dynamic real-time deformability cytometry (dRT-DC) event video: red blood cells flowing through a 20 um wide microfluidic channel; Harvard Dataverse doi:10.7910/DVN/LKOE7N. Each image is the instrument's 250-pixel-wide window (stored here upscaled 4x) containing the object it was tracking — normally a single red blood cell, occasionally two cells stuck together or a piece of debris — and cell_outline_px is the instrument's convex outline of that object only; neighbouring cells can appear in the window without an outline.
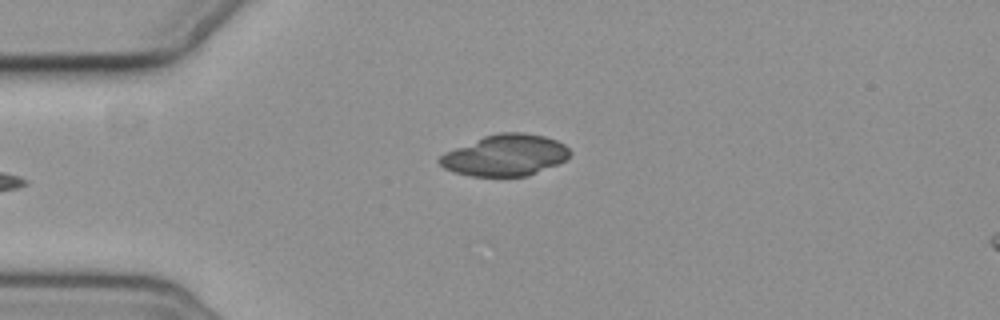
{"species": "common noctule bat (a hibernating species)", "species_latin": "Nyctalus noctula", "temperature_condition": "cold", "stored_images_in_passage": 5, "camera_frame_rate_fps": 3000, "um_per_image_px": 0.085, "animal": {"sex": "female", "body_mass_g": 19.3, "forearm_length_mm": 54.1}, "frame": {"image": 1, "passage_image": 5, "time_ms": 4.667, "image_size_px": [1000, 320], "cell_outline_px": [[572, 152], [564, 160], [556, 164], [528, 176], [472, 176], [456, 172], [444, 168], [436, 160], [444, 152], [484, 136], [500, 132], [524, 132], [544, 136], [556, 140], [564, 144]], "centroid_in_image_um": [42.93, 13.19], "position_along_channel_um": 42.1, "area_um2": 31.21}}